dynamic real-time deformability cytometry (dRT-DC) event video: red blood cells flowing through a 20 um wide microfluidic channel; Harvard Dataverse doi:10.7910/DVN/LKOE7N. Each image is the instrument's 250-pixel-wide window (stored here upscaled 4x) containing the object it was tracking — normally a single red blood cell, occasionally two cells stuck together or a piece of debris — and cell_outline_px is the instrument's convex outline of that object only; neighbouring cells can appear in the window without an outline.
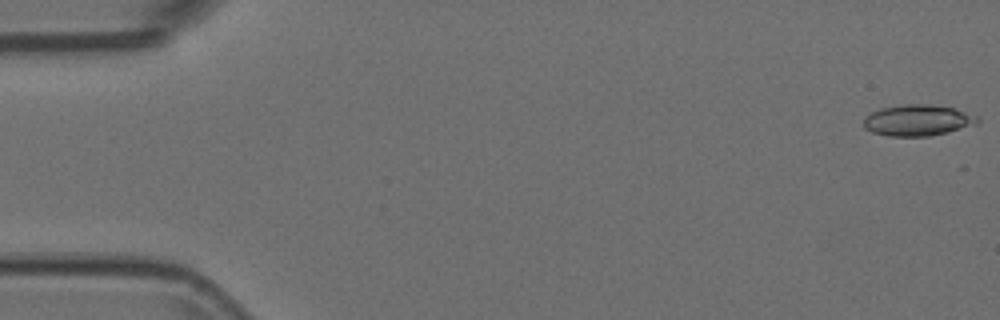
{"species": "Egyptian fruit bat (a non-hibernating species)", "species_latin": "Rousettus aegyptiacus", "temperature_condition": "room temperature", "stored_images_in_passage": 9, "camera_frame_rate_fps": 3000, "um_per_image_px": 0.085, "animal": {"sex": "female"}, "frame": {"image": 1, "passage_image": 1, "time_ms": 0.0, "image_size_px": [1000, 320], "cell_outline_px": [[980, 120], [976, 124], [948, 132], [928, 136], [888, 136], [872, 132], [864, 128], [864, 120], [872, 112], [880, 108], [900, 104], [928, 104], [952, 108], [980, 116]], "centroid_in_image_um": [78.02, 10.22], "position_along_channel_um": 7.0, "area_um2": 20.63}}